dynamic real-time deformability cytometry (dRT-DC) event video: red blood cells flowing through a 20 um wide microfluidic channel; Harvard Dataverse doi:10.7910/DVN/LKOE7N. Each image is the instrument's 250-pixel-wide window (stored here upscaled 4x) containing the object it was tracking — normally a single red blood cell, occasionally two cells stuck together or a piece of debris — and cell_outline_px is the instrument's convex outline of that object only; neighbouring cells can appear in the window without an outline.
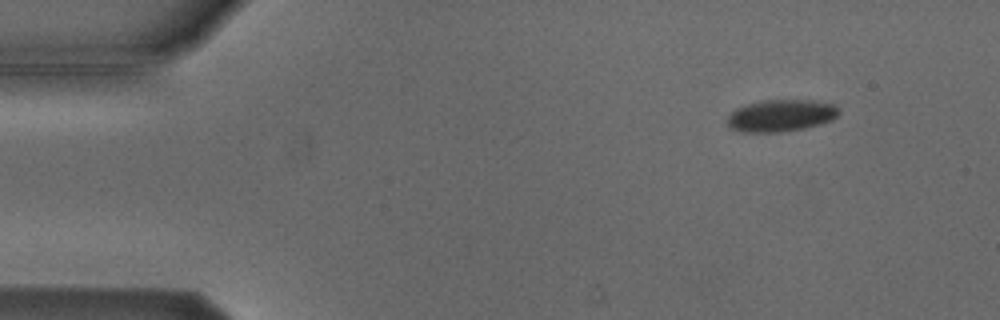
{"species": "Egyptian fruit bat (a non-hibernating species)", "species_latin": "Rousettus aegyptiacus", "temperature_condition": "cold", "stored_images_in_passage": 2, "camera_frame_rate_fps": 3000, "um_per_image_px": 0.085, "animal": {"sex": "male"}, "frame": {"image": 1, "passage_image": 2, "time_ms": 2.333, "image_size_px": [1000, 320], "cell_outline_px": [[840, 112], [832, 120], [820, 124], [804, 128], [776, 132], [744, 132], [732, 128], [728, 124], [728, 116], [736, 108], [748, 104], [764, 100], [812, 100], [836, 104], [840, 108]], "centroid_in_image_um": [66.43, 9.81], "position_along_channel_um": 18.6, "area_um2": 20.69}}